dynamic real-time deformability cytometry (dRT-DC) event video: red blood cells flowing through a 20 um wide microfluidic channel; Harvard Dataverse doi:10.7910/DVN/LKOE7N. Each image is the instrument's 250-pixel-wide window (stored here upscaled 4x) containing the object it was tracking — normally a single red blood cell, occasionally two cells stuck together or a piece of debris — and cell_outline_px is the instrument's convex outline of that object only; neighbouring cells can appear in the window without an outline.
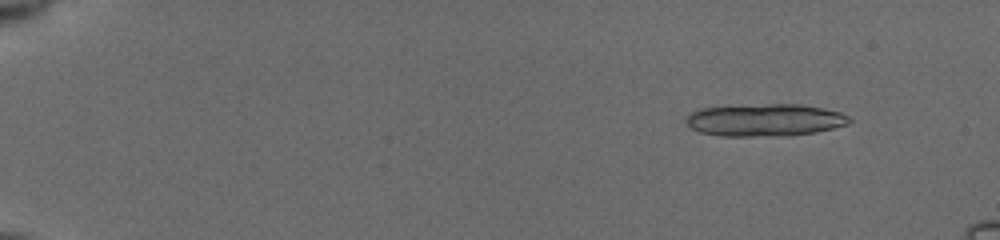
{"species": "common noctule bat (a hibernating species)", "species_latin": "Nyctalus noctula", "temperature_condition": "cold", "stored_images_in_passage": 17, "camera_frame_rate_fps": 3000, "um_per_image_px": 0.085, "animal": {"sex": "female", "body_mass_g": 19.5, "forearm_length_mm": 54.1}, "frame": {"image": 1, "passage_image": 6, "time_ms": 1.667, "image_size_px": [1000, 240], "cell_outline_px": [[852, 120], [848, 124], [816, 132], [752, 136], [724, 136], [700, 132], [692, 128], [688, 124], [688, 116], [692, 112], [704, 108], [776, 104], [796, 104], [820, 108], [840, 112], [848, 116]], "centroid_in_image_um": [65.04, 10.2], "position_along_channel_um": 20.0, "area_um2": 29.71}}